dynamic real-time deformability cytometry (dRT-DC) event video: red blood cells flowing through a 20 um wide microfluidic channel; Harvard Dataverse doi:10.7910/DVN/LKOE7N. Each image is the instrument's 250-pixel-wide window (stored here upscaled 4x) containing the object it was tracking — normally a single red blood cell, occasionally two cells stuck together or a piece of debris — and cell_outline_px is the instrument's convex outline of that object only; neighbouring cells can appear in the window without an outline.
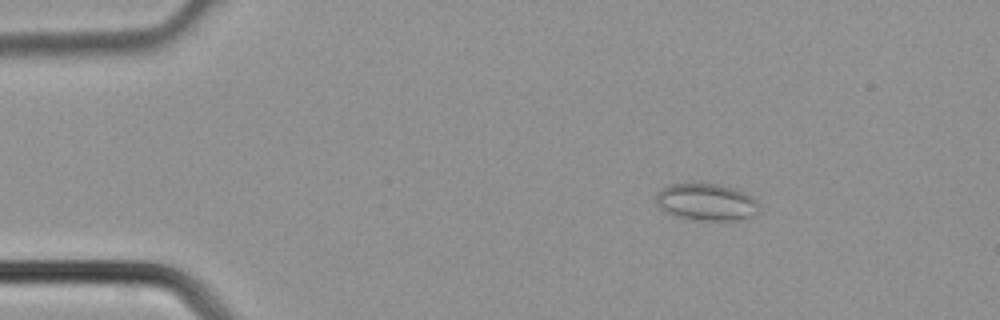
{"species": "common noctule bat (a hibernating species)", "species_latin": "Nyctalus noctula", "temperature_condition": "cold", "stored_images_in_passage": 3, "camera_frame_rate_fps": 3000, "um_per_image_px": 0.085, "animal": {"sex": "male", "body_mass_g": 21.5, "forearm_length_mm": 52.0}, "frame": {"image": 1, "passage_image": 1, "time_ms": 0.0, "image_size_px": [1000, 320], "cell_outline_px": [[760, 212], [756, 216], [736, 220], [700, 220], [676, 216], [660, 208], [656, 204], [656, 192], [660, 188], [672, 184], [716, 184], [736, 188], [752, 196], [760, 204]], "centroid_in_image_um": [60.09, 17.18], "position_along_channel_um": 24.9, "area_um2": 22.43}}